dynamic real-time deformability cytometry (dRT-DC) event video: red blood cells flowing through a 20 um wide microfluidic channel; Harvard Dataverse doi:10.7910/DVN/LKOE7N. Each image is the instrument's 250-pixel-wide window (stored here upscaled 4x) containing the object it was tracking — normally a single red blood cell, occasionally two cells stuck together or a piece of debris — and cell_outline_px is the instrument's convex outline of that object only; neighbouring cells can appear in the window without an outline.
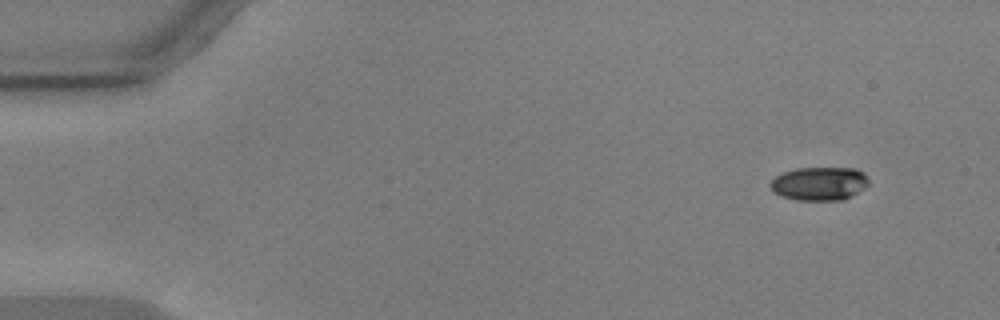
{"species": "common noctule bat (a hibernating species)", "species_latin": "Nyctalus noctula", "temperature_condition": "warm", "stored_images_in_passage": 52, "camera_frame_rate_fps": 3000, "um_per_image_px": 0.085, "animal": {"sex": "male", "body_mass_g": 17.9, "forearm_length_mm": 54.2}, "frame": {"image": 1, "passage_image": 1, "time_ms": 0.0, "image_size_px": [1000, 320], "cell_outline_px": [[868, 184], [864, 188], [844, 200], [796, 200], [780, 196], [768, 184], [776, 176], [784, 172], [796, 168], [856, 168], [864, 172], [868, 180]], "centroid_in_image_um": [69.65, 15.6], "position_along_channel_um": 15.3, "area_um2": 19.19}}
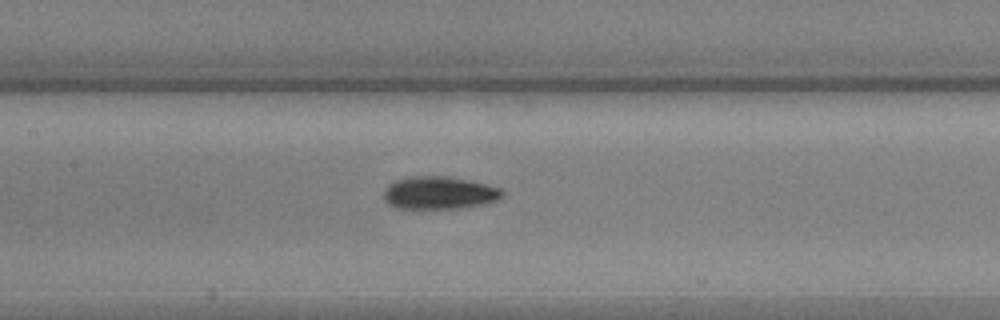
{"frame": {"image": 2, "passage_image": 23, "time_ms": 7.333, "image_size_px": [1000, 320], "cell_outline_px": [[504, 196], [496, 200], [480, 204], [456, 208], [396, 208], [388, 204], [384, 200], [384, 192], [388, 184], [396, 180], [408, 176], [444, 176], [468, 180], [500, 188], [504, 192]], "centroid_in_image_um": [37.29, 16.38], "position_along_channel_um": 170.1, "area_um2": 22.37}}
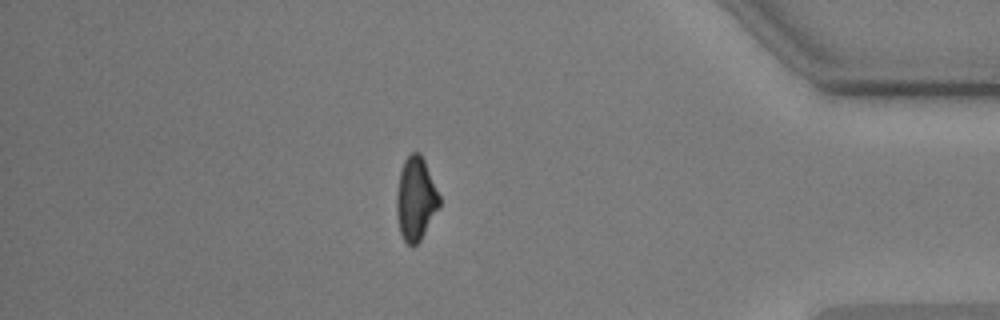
{"frame": {"image": 3, "passage_image": 45, "time_ms": 14.667, "image_size_px": [1000, 320], "cell_outline_px": [[440, 208], [420, 240], [412, 248], [404, 240], [400, 232], [396, 216], [396, 192], [400, 172], [404, 160], [412, 152], [420, 152], [424, 160], [440, 196]], "centroid_in_image_um": [35.33, 16.92], "position_along_channel_um": 399.9, "area_um2": 20.92}, "authors_computed_cell_mechanics": {"area_um2": 21.1837, "velocity_mm_per_s": 3.6032, "shape_relaxation_time_tau1_ms": 3.5717, "shape_relaxation_time_tau2_ms": 2.3036, "deformation_change_tau1": 0.129, "deformation_change_tau2": 0.0803}}